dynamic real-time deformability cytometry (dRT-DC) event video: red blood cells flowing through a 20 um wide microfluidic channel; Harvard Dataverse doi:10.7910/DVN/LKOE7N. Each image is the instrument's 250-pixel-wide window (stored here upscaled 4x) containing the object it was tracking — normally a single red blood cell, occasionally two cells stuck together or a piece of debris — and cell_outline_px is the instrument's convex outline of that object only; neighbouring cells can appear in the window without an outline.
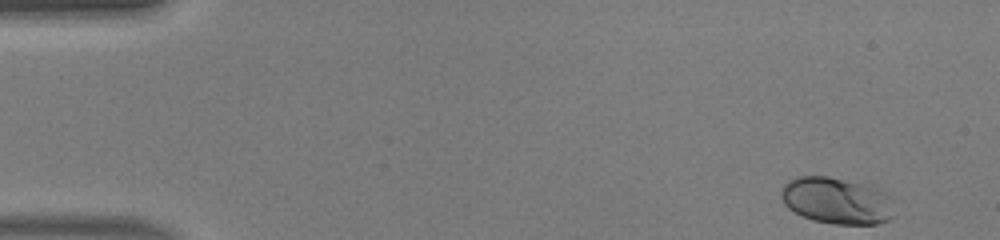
{"species": "human", "species_latin": "Homo sapiens", "temperature_condition": "warm", "stored_images_in_passage": 47, "camera_frame_rate_fps": 3000, "um_per_image_px": 0.085, "donor": {"sex": "male"}, "frame": {"image": 1, "passage_image": 1, "time_ms": 0.0, "image_size_px": [1000, 240], "cell_outline_px": [[892, 216], [888, 220], [876, 224], [832, 224], [812, 220], [800, 216], [788, 208], [784, 204], [780, 196], [780, 192], [784, 184], [788, 180], [796, 176], [828, 176], [872, 184], [892, 196]], "centroid_in_image_um": [71.12, 17.04], "position_along_channel_um": 13.9, "area_um2": 31.5}}
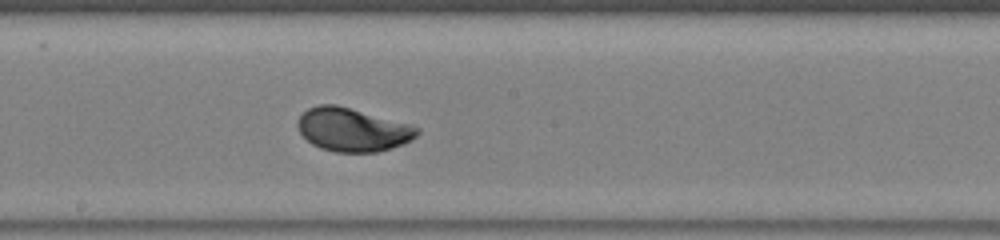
{"frame": {"image": 2, "passage_image": 25, "time_ms": 8.0, "image_size_px": [1000, 240], "cell_outline_px": [[420, 132], [412, 140], [404, 144], [376, 152], [336, 152], [320, 148], [312, 144], [300, 132], [296, 124], [296, 120], [308, 108], [320, 104], [336, 104], [412, 124], [420, 128]], "centroid_in_image_um": [29.99, 11.01], "position_along_channel_um": 218.2, "area_um2": 30.4}}
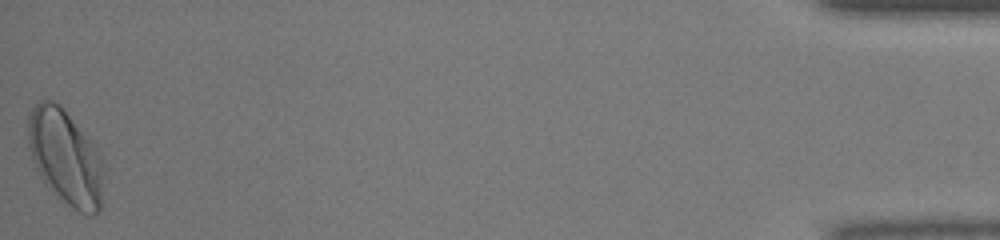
{"frame": {"image": 3, "passage_image": 47, "time_ms": 15.333, "image_size_px": [1000, 240], "cell_outline_px": [[104, 172], [100, 212], [88, 216], [80, 212], [56, 196], [48, 188], [40, 176], [32, 160], [28, 144], [28, 116], [32, 108], [40, 100], [52, 100], [60, 104], [92, 144], [104, 160]], "centroid_in_image_um": [5.57, 13.39], "position_along_channel_um": 429.6, "area_um2": 41.91}, "authors_computed_cell_mechanics": {"area_um2": 29.767, "velocity_mm_per_s": 4.1971, "shape_relaxation_time_tau1_ms": 2.1287, "shape_relaxation_time_tau2_ms": null, "deformation_change_tau1": 0.1351, "deformation_change_tau2": null}}